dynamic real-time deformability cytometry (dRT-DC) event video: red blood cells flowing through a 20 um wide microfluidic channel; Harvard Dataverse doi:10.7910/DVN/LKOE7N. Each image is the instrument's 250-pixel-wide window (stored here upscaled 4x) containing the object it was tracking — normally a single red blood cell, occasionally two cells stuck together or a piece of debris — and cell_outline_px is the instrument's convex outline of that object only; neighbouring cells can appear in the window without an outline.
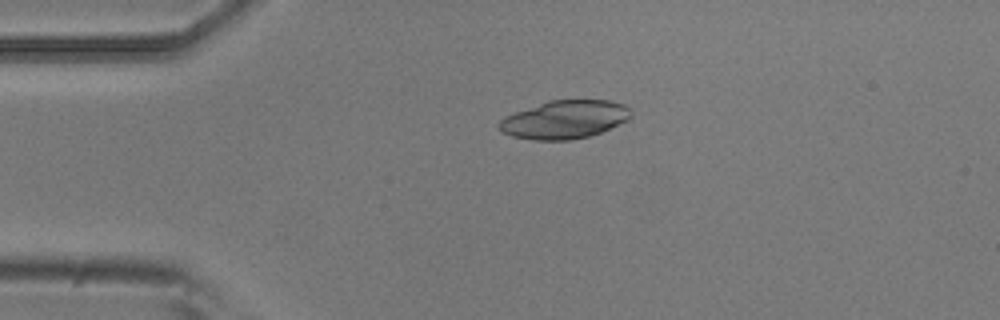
{"species": "common noctule bat (a hibernating species)", "species_latin": "Nyctalus noctula", "temperature_condition": "room temperature", "stored_images_in_passage": 4, "camera_frame_rate_fps": 3000, "um_per_image_px": 0.085, "animal": {"sex": "male", "body_mass_g": 20.5, "forearm_length_mm": 52.5}, "frame": {"image": 1, "passage_image": 3, "time_ms": 0.667, "image_size_px": [1000, 320], "cell_outline_px": [[632, 116], [628, 120], [600, 132], [588, 136], [568, 140], [532, 140], [512, 136], [500, 132], [496, 124], [504, 116], [548, 100], [608, 100], [624, 104], [632, 112]], "centroid_in_image_um": [47.95, 10.16], "position_along_channel_um": 37.1, "area_um2": 29.48}}